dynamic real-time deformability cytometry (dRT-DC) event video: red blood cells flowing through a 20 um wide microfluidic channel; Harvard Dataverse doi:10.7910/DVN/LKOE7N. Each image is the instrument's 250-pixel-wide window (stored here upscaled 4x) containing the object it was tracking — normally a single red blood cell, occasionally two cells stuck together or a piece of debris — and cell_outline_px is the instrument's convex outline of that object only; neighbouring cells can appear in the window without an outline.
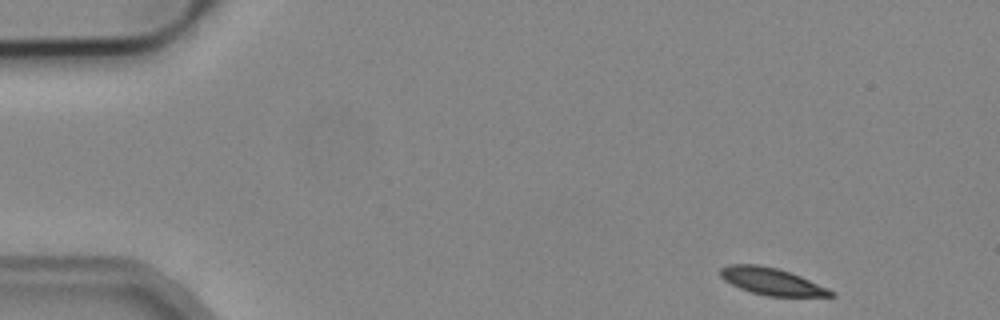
{"species": "common noctule bat (a hibernating species)", "species_latin": "Nyctalus noctula", "temperature_condition": "cold", "stored_images_in_passage": 5, "camera_frame_rate_fps": 3000, "um_per_image_px": 0.085, "animal": {"sex": "male", "body_mass_g": 19.2, "forearm_length_mm": 51.8}, "frame": {"image": 1, "passage_image": 1, "time_ms": 0.0, "image_size_px": [1000, 320], "cell_outline_px": [[836, 296], [768, 296], [752, 292], [740, 288], [724, 280], [720, 276], [720, 268], [728, 264], [756, 264], [776, 268], [800, 276], [828, 288], [836, 292]], "centroid_in_image_um": [65.59, 23.92], "position_along_channel_um": 19.4, "area_um2": 17.22}}
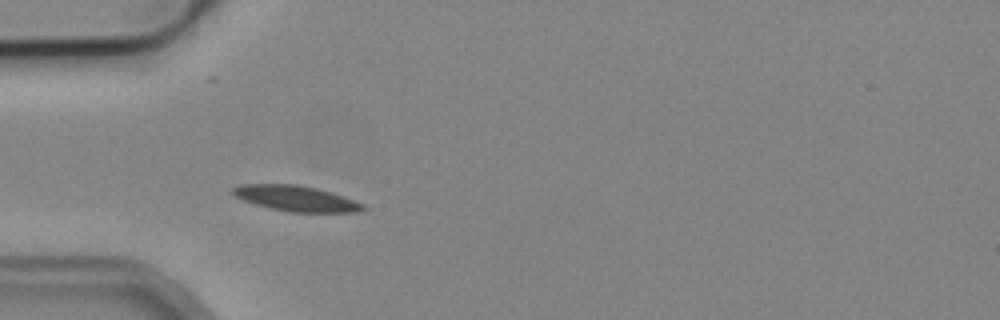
{"frame": {"image": 2, "passage_image": 4, "time_ms": 3.667, "image_size_px": [1000, 320], "cell_outline_px": [[368, 208], [356, 212], [292, 212], [272, 208], [256, 204], [244, 200], [236, 196], [232, 192], [232, 188], [240, 184], [296, 184], [316, 188], [332, 192], [364, 204]], "centroid_in_image_um": [25.19, 16.86], "position_along_channel_um": 59.8, "area_um2": 19.19}}